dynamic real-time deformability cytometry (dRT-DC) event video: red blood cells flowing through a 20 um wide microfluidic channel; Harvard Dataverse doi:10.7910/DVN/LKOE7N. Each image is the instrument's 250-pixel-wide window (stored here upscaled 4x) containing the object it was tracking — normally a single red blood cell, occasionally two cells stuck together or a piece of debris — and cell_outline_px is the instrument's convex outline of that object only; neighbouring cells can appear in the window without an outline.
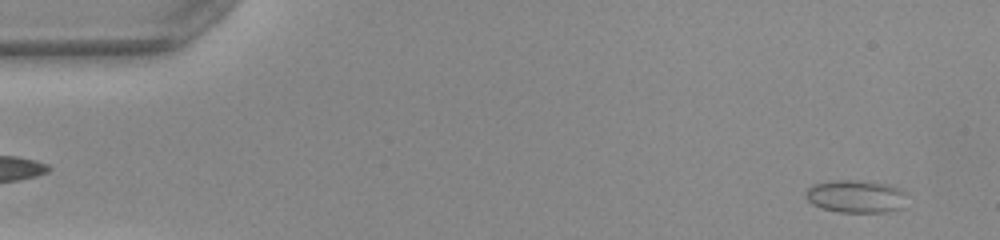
{"species": "common noctule bat (a hibernating species)", "species_latin": "Nyctalus noctula", "temperature_condition": "warm", "stored_images_in_passage": 50, "camera_frame_rate_fps": 3000, "um_per_image_px": 0.085, "animal": {"sex": "female", "body_mass_g": 22.0, "forearm_length_mm": 56.7}, "frame": {"image": 1, "passage_image": 2, "time_ms": 0.333, "image_size_px": [1000, 240], "cell_outline_px": [[908, 192], [904, 208], [884, 212], [840, 212], [824, 208], [812, 204], [804, 196], [804, 192], [812, 184], [828, 180], [856, 180], [892, 184], [904, 188]], "centroid_in_image_um": [72.81, 16.67], "position_along_channel_um": 12.2, "area_um2": 19.94}}
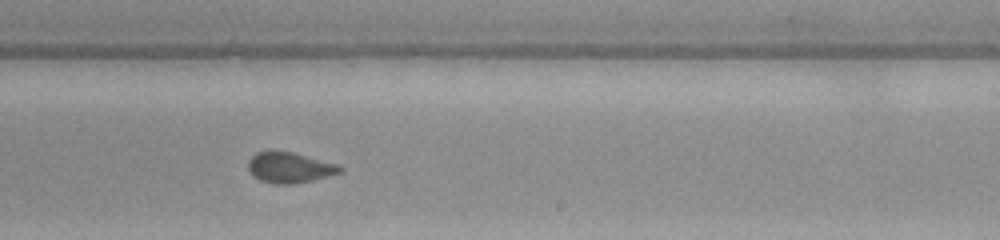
{"frame": {"image": 2, "passage_image": 30, "time_ms": 9.667, "image_size_px": [1000, 240], "cell_outline_px": [[344, 168], [340, 172], [312, 180], [296, 184], [276, 184], [260, 180], [252, 176], [248, 168], [248, 160], [256, 152], [292, 152], [336, 164]], "centroid_in_image_um": [24.58, 14.26], "position_along_channel_um": 264.4, "area_um2": 16.07}}
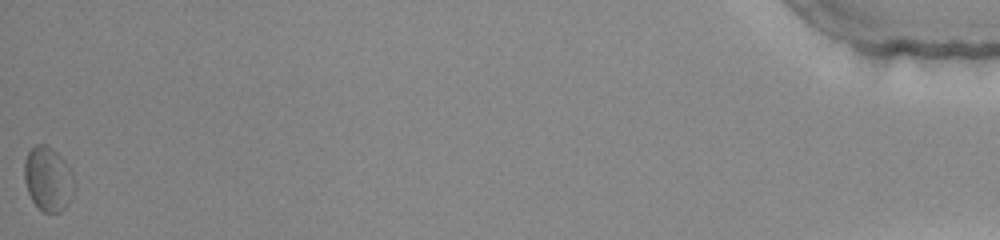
{"frame": {"image": 3, "passage_image": 50, "time_ms": 16.333, "image_size_px": [1000, 240], "cell_outline_px": [[76, 188], [68, 204], [60, 212], [44, 212], [32, 200], [28, 192], [24, 180], [24, 160], [28, 152], [36, 144], [48, 144], [64, 160], [72, 172], [76, 180]], "centroid_in_image_um": [4.11, 15.2], "position_along_channel_um": 431.1, "area_um2": 18.96}, "authors_computed_cell_mechanics": {"area_um2": 16.5019, "velocity_mm_per_s": 4.0058, "shape_relaxation_time_tau1_ms": 9.2463, "shape_relaxation_time_tau2_ms": 0.6788, "deformation_change_tau1": 0.1331, "deformation_change_tau2": 0.0546}}